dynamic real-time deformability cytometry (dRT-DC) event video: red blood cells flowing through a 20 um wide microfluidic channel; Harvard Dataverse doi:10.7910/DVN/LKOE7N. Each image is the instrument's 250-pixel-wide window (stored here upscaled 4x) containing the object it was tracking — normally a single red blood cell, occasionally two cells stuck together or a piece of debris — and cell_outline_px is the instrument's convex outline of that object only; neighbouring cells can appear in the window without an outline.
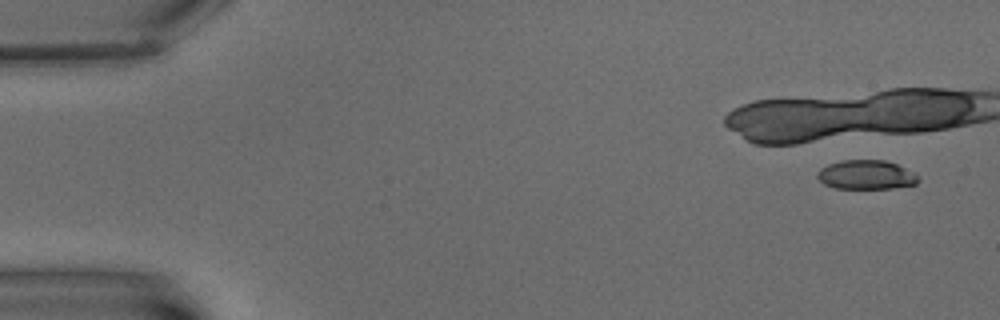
{"species": "common noctule bat (a hibernating species)", "species_latin": "Nyctalus noctula", "temperature_condition": "warm", "stored_images_in_passage": 7, "camera_frame_rate_fps": 3000, "um_per_image_px": 0.085, "animal": {"sex": "male", "body_mass_g": 15.6}, "frame": {"image": 1, "passage_image": 1, "time_ms": 0.0, "image_size_px": [1000, 320], "cell_outline_px": [[920, 180], [916, 184], [892, 188], [836, 188], [824, 184], [816, 176], [816, 172], [820, 168], [828, 164], [844, 160], [884, 160], [896, 164], [904, 168], [916, 176]], "centroid_in_image_um": [73.57, 14.86], "position_along_channel_um": 11.4, "area_um2": 16.94}}